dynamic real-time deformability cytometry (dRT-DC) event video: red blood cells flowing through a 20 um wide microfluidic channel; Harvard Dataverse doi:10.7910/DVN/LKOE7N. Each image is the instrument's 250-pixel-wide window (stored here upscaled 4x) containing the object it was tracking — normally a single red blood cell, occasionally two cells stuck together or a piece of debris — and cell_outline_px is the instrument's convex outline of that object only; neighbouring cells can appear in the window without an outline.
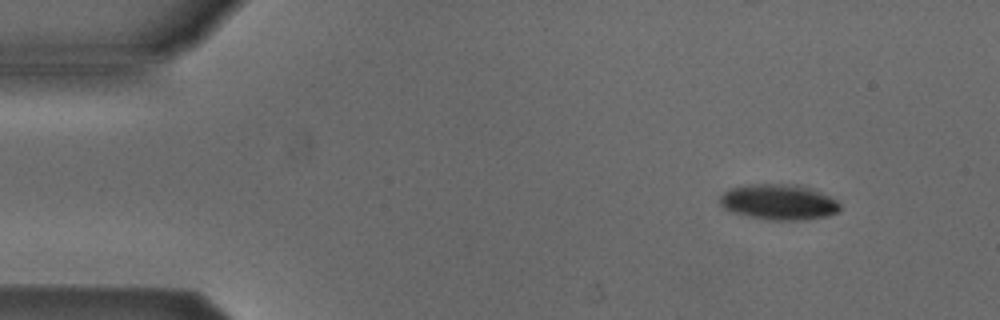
{"species": "Egyptian fruit bat (a non-hibernating species)", "species_latin": "Rousettus aegyptiacus", "temperature_condition": "cold", "stored_images_in_passage": 5, "camera_frame_rate_fps": 3000, "um_per_image_px": 0.085, "animal": {"sex": "male"}, "frame": {"image": 1, "passage_image": 1, "time_ms": 0.0, "image_size_px": [1000, 320], "cell_outline_px": [[840, 208], [836, 212], [824, 216], [800, 220], [772, 220], [752, 216], [736, 212], [724, 208], [720, 204], [720, 196], [728, 188], [748, 184], [796, 184], [808, 188], [828, 196], [836, 200], [840, 204]], "centroid_in_image_um": [66.16, 17.15], "position_along_channel_um": 18.8, "area_um2": 24.39}}
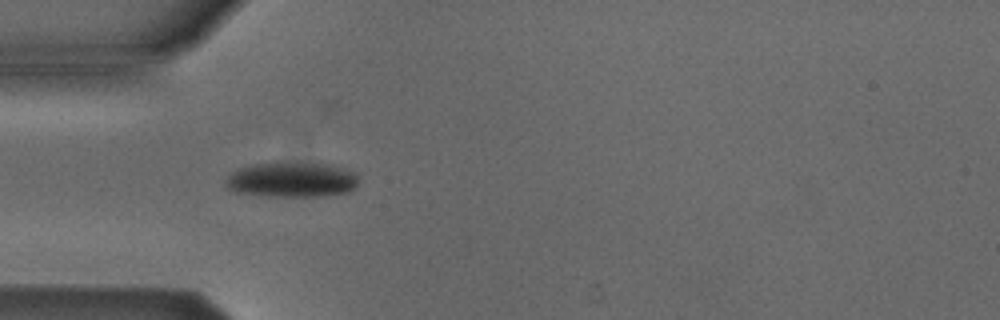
{"frame": {"image": 2, "passage_image": 4, "time_ms": 3.333, "image_size_px": [1000, 320], "cell_outline_px": [[356, 184], [348, 192], [324, 196], [268, 196], [236, 192], [228, 188], [224, 184], [224, 180], [232, 172], [240, 168], [256, 164], [328, 164], [344, 168], [352, 172], [356, 176]], "centroid_in_image_um": [24.76, 15.3], "position_along_channel_um": 60.2, "area_um2": 26.47}}